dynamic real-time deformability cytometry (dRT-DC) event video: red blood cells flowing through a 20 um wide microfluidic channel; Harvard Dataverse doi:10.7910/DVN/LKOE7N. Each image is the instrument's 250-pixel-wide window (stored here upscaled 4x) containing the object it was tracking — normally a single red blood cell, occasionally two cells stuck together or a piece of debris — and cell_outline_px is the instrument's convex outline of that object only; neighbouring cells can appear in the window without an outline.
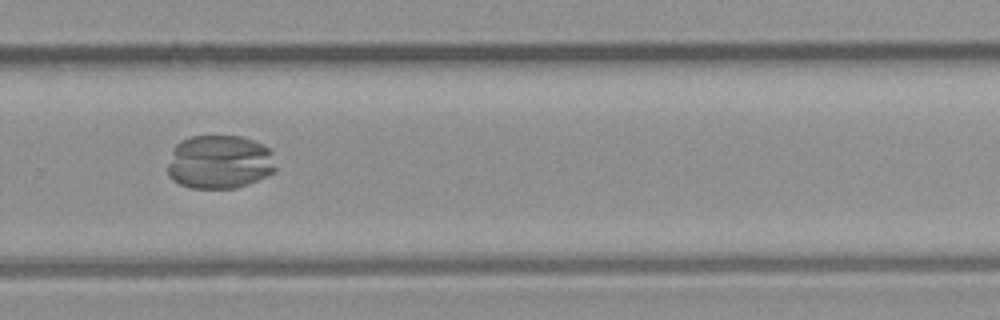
{"species": "common noctule bat (a hibernating species)", "species_latin": "Nyctalus noctula", "temperature_condition": "room temperature", "stored_images_in_passage": 37, "camera_frame_rate_fps": 3000, "um_per_image_px": 0.085, "animal": {"sex": "male", "body_mass_g": 23.1, "forearm_length_mm": 52.7}, "frame": {"image": 1, "passage_image": 25, "time_ms": 8.0, "image_size_px": [1000, 320], "cell_outline_px": [[276, 172], [236, 188], [192, 188], [180, 184], [172, 180], [168, 176], [168, 164], [172, 152], [176, 144], [180, 140], [192, 136], [240, 136], [252, 140], [268, 148], [272, 152], [276, 168]], "centroid_in_image_um": [18.65, 13.77], "position_along_channel_um": 311.2, "area_um2": 33.93}}